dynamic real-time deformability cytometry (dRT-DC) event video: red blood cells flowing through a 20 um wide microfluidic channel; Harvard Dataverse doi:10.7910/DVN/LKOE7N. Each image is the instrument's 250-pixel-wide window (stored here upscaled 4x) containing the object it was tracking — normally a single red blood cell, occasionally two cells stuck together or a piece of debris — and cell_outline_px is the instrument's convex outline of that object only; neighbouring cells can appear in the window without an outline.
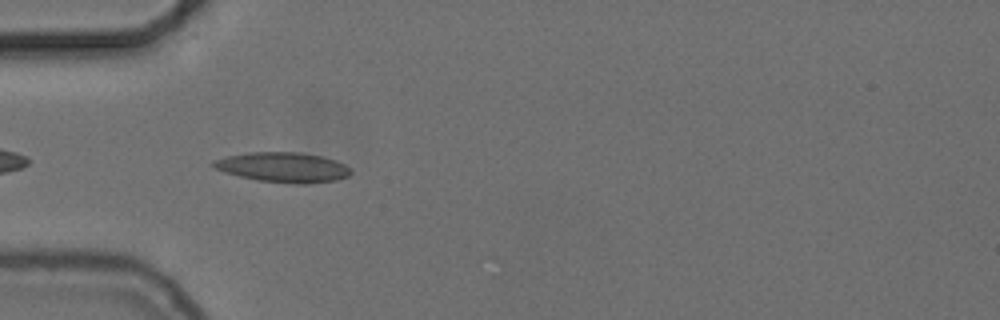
{"species": "common noctule bat (a hibernating species)", "species_latin": "Nyctalus noctula", "temperature_condition": "cold", "stored_images_in_passage": 20, "camera_frame_rate_fps": 3000, "um_per_image_px": 0.085, "animal": {"sex": "female", "body_mass_g": 24.6, "forearm_length_mm": 56.2}, "frame": {"image": 1, "passage_image": 3, "time_ms": 0.667, "image_size_px": [1000, 320], "cell_outline_px": [[352, 172], [348, 176], [336, 180], [304, 184], [300, 184], [256, 180], [224, 172], [208, 164], [212, 160], [228, 156], [248, 152], [300, 152], [324, 156], [336, 160], [344, 164]], "centroid_in_image_um": [24.05, 14.21], "position_along_channel_um": 61.0, "area_um2": 24.04}}
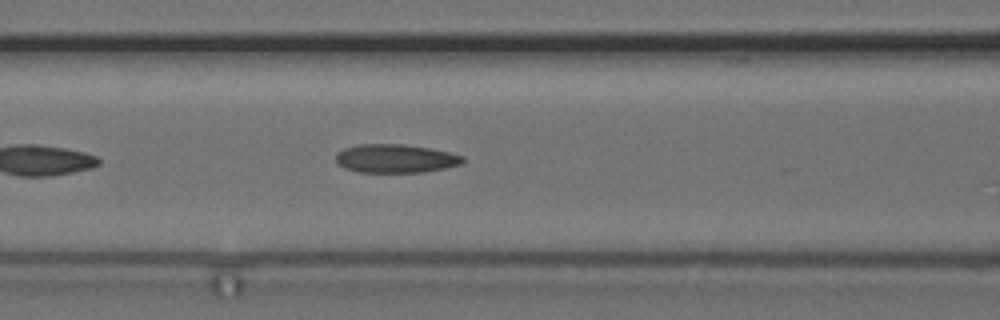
{"frame": {"image": 2, "passage_image": 9, "time_ms": 2.667, "image_size_px": [1000, 320], "cell_outline_px": [[464, 160], [460, 164], [444, 168], [424, 172], [360, 172], [344, 168], [336, 164], [336, 152], [344, 148], [360, 144], [404, 144], [432, 148], [464, 156]], "centroid_in_image_um": [33.59, 13.47], "position_along_channel_um": 133.0, "area_um2": 21.21}}
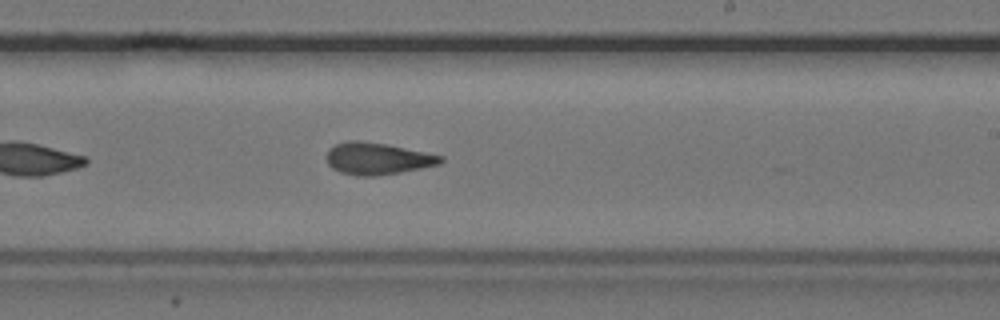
{"frame": {"image": 3, "passage_image": 19, "time_ms": 6.0, "image_size_px": [1000, 320], "cell_outline_px": [[444, 160], [440, 164], [400, 172], [376, 176], [356, 176], [340, 172], [332, 168], [328, 164], [328, 148], [336, 144], [348, 140], [360, 140], [384, 144], [444, 156]], "centroid_in_image_um": [32.06, 13.48], "position_along_channel_um": 256.9, "area_um2": 21.04}}